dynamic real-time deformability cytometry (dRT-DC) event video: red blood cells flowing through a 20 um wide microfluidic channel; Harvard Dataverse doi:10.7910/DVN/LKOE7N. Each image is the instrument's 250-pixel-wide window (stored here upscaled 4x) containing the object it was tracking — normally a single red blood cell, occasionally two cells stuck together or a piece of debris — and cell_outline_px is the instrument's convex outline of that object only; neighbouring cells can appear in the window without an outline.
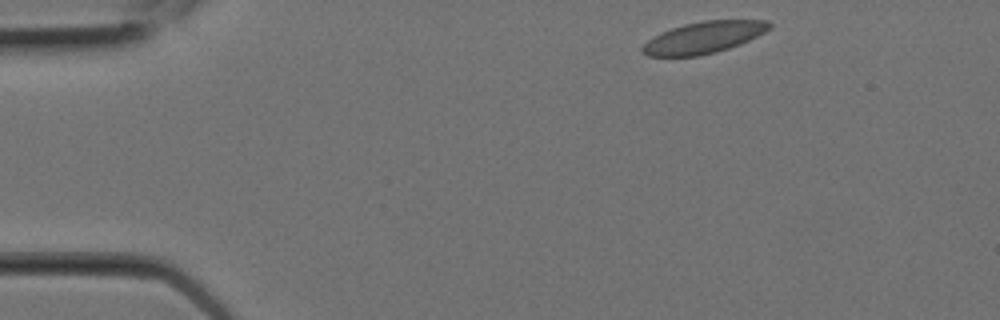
{"species": "Egyptian fruit bat (a non-hibernating species)", "species_latin": "Rousettus aegyptiacus", "temperature_condition": "room temperature", "stored_images_in_passage": 4, "camera_frame_rate_fps": 3000, "um_per_image_px": 0.085, "animal": {"sex": "female"}, "frame": {"image": 1, "passage_image": 1, "time_ms": 0.0, "image_size_px": [1000, 320], "cell_outline_px": [[772, 28], [740, 44], [716, 52], [700, 56], [648, 56], [640, 52], [640, 48], [648, 40], [660, 32], [684, 24], [704, 20], [768, 20], [772, 24]], "centroid_in_image_um": [59.8, 3.18], "position_along_channel_um": 25.2, "area_um2": 23.47}}
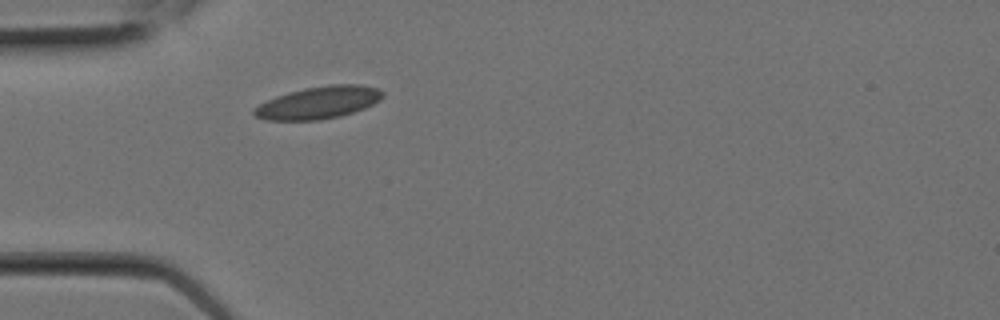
{"frame": {"image": 2, "passage_image": 4, "time_ms": 1.0, "image_size_px": [1000, 320], "cell_outline_px": [[384, 96], [380, 100], [364, 108], [340, 116], [320, 120], [268, 120], [256, 116], [252, 112], [252, 108], [276, 96], [288, 92], [304, 88], [328, 84], [360, 84], [376, 88], [384, 92]], "centroid_in_image_um": [27.08, 8.71], "position_along_channel_um": 57.9, "area_um2": 24.22}}